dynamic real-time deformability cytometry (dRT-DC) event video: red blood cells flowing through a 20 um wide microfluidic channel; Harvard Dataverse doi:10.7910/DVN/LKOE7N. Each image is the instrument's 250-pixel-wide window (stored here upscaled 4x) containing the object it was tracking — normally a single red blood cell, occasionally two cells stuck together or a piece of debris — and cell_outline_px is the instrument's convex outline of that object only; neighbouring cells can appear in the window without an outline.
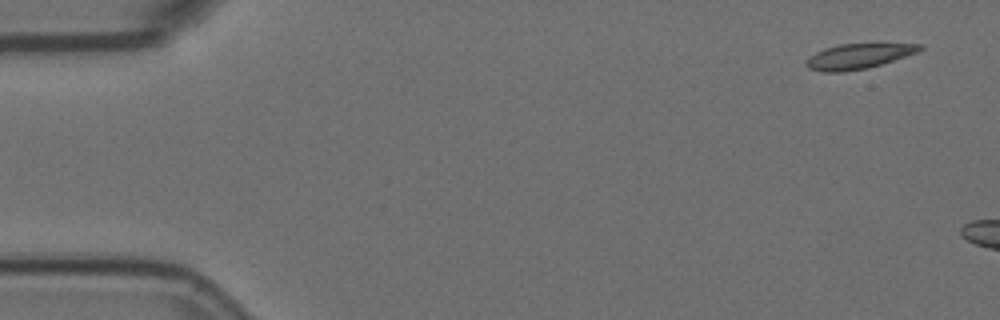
{"species": "Egyptian fruit bat (a non-hibernating species)", "species_latin": "Rousettus aegyptiacus", "temperature_condition": "room temperature", "stored_images_in_passage": 5, "camera_frame_rate_fps": 3000, "um_per_image_px": 0.085, "animal": {"sex": "female"}, "frame": {"image": 1, "passage_image": 1, "time_ms": 0.0, "image_size_px": [1000, 320], "cell_outline_px": [[924, 48], [920, 52], [868, 68], [840, 72], [824, 72], [808, 68], [804, 64], [808, 56], [824, 48], [840, 44], [924, 44]], "centroid_in_image_um": [72.96, 4.78], "position_along_channel_um": 12.0, "area_um2": 16.7}}
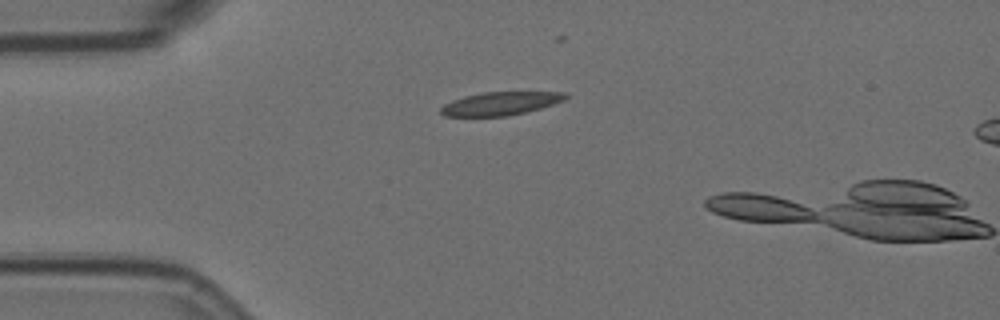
{"frame": {"image": 2, "passage_image": 4, "time_ms": 1.0, "image_size_px": [1000, 320], "cell_outline_px": [[568, 96], [564, 100], [540, 108], [508, 116], [444, 116], [440, 112], [440, 108], [444, 104], [452, 100], [464, 96], [484, 92], [568, 92]], "centroid_in_image_um": [42.52, 8.79], "position_along_channel_um": 42.5, "area_um2": 16.82}}